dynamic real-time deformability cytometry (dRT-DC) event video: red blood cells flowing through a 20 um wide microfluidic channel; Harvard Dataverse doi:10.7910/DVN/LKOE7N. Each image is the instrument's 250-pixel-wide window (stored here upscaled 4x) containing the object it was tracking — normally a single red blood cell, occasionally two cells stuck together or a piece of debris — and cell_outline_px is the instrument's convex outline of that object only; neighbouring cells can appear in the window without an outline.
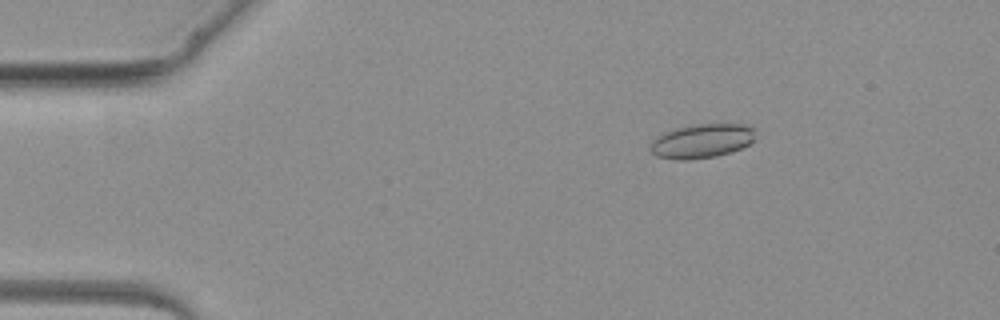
{"species": "common noctule bat (a hibernating species)", "species_latin": "Nyctalus noctula", "temperature_condition": "warm", "stored_images_in_passage": 4, "camera_frame_rate_fps": 3000, "um_per_image_px": 0.085, "animal": {"sex": "female", "body_mass_g": 19.3, "forearm_length_mm": 54.1}, "frame": {"image": 1, "passage_image": 2, "time_ms": 1.333, "image_size_px": [1000, 320], "cell_outline_px": [[756, 128], [752, 140], [748, 144], [740, 148], [716, 156], [688, 160], [680, 160], [656, 156], [648, 148], [652, 140], [656, 136], [676, 128], [692, 124], [740, 124]], "centroid_in_image_um": [59.61, 11.98], "position_along_channel_um": 25.4, "area_um2": 20.81}}
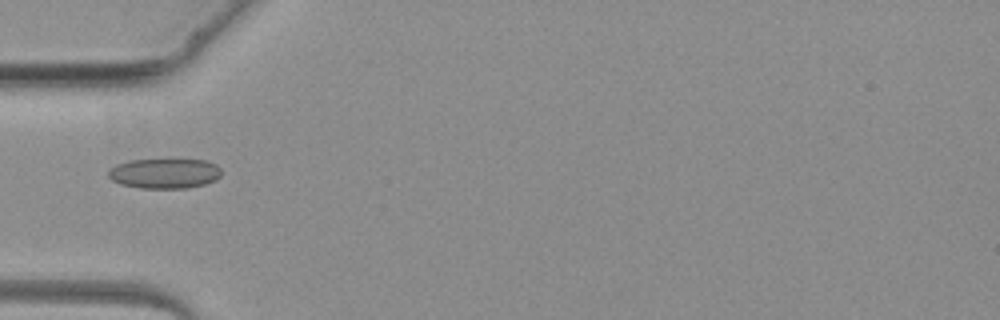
{"frame": {"image": 2, "passage_image": 4, "time_ms": 3.667, "image_size_px": [1000, 320], "cell_outline_px": [[220, 176], [216, 180], [204, 184], [188, 188], [140, 188], [120, 184], [112, 180], [108, 176], [108, 168], [116, 164], [128, 160], [204, 160], [216, 164], [220, 168]], "centroid_in_image_um": [13.95, 14.74], "position_along_channel_um": 71.0, "area_um2": 19.83}}